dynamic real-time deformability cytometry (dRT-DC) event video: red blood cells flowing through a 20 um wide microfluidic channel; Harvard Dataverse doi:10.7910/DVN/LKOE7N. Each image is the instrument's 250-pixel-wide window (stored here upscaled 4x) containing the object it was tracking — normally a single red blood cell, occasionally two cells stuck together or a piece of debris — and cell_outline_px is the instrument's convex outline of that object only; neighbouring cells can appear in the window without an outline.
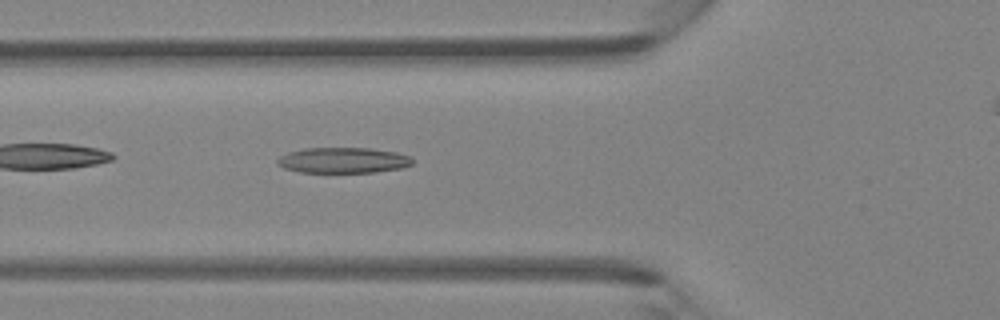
{"species": "Egyptian fruit bat (a non-hibernating species)", "species_latin": "Rousettus aegyptiacus", "temperature_condition": "room temperature", "stored_images_in_passage": 29, "camera_frame_rate_fps": 3000, "um_per_image_px": 0.085, "animal": {"sex": "female"}, "frame": {"image": 1, "passage_image": 4, "time_ms": 1.0, "image_size_px": [1000, 320], "cell_outline_px": [[412, 164], [400, 168], [376, 172], [300, 172], [284, 168], [276, 164], [276, 160], [280, 156], [288, 152], [304, 148], [372, 148], [396, 152], [412, 156]], "centroid_in_image_um": [29.16, 13.61], "position_along_channel_um": 96.6, "area_um2": 20.23}}
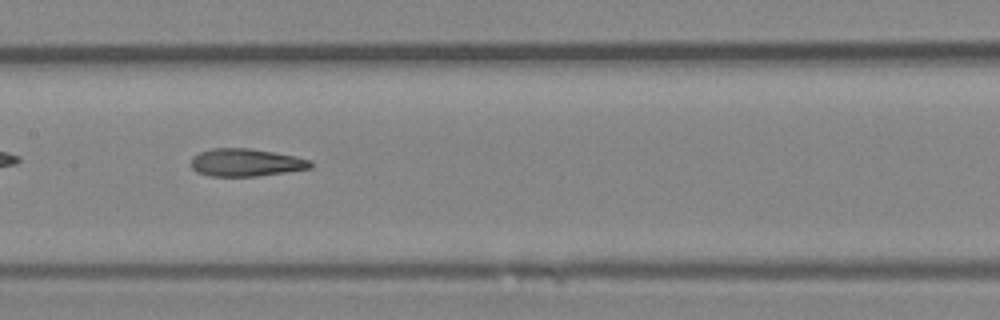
{"frame": {"image": 2, "passage_image": 10, "time_ms": 3.0, "image_size_px": [1000, 320], "cell_outline_px": [[312, 168], [256, 176], [208, 176], [196, 172], [192, 168], [192, 156], [200, 152], [212, 148], [248, 148], [296, 156], [312, 160]], "centroid_in_image_um": [20.89, 13.81], "position_along_channel_um": 186.5, "area_um2": 19.25}}
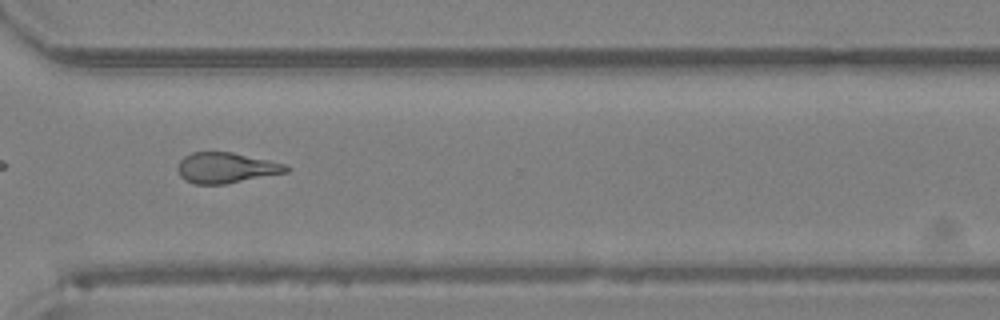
{"frame": {"image": 3, "passage_image": 21, "time_ms": 6.667, "image_size_px": [1000, 320], "cell_outline_px": [[288, 172], [224, 184], [196, 184], [184, 180], [180, 176], [176, 168], [180, 160], [184, 156], [192, 152], [232, 152], [288, 164]], "centroid_in_image_um": [19.2, 14.26], "position_along_channel_um": 351.4, "area_um2": 19.36}}